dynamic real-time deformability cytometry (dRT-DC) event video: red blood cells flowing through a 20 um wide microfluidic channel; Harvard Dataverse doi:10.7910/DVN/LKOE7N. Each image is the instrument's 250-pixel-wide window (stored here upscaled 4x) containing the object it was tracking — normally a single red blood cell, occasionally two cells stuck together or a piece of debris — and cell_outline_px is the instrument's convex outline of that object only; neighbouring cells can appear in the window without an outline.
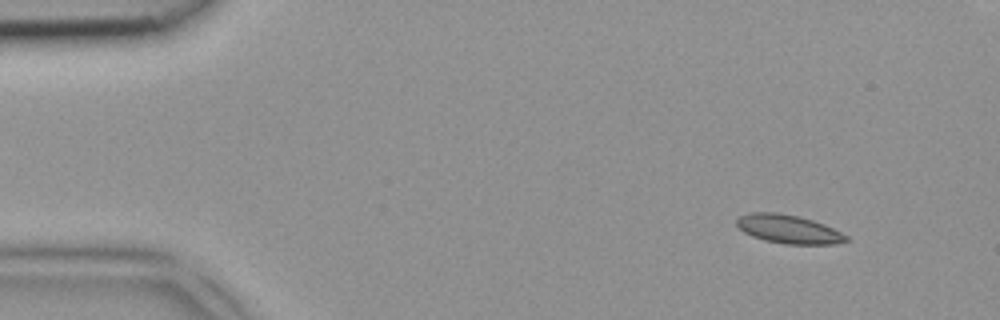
{"species": "common noctule bat (a hibernating species)", "species_latin": "Nyctalus noctula", "temperature_condition": "room temperature", "stored_images_in_passage": 4, "camera_frame_rate_fps": 3000, "um_per_image_px": 0.085, "animal": {"sex": "female", "body_mass_g": 18.4}, "frame": {"image": 1, "passage_image": 1, "time_ms": 0.0, "image_size_px": [1000, 320], "cell_outline_px": [[848, 240], [836, 244], [784, 244], [764, 240], [752, 236], [744, 232], [736, 224], [736, 220], [740, 216], [752, 212], [776, 212], [796, 216], [812, 220], [824, 224], [848, 236]], "centroid_in_image_um": [67.01, 19.48], "position_along_channel_um": 18.0, "area_um2": 18.09}}